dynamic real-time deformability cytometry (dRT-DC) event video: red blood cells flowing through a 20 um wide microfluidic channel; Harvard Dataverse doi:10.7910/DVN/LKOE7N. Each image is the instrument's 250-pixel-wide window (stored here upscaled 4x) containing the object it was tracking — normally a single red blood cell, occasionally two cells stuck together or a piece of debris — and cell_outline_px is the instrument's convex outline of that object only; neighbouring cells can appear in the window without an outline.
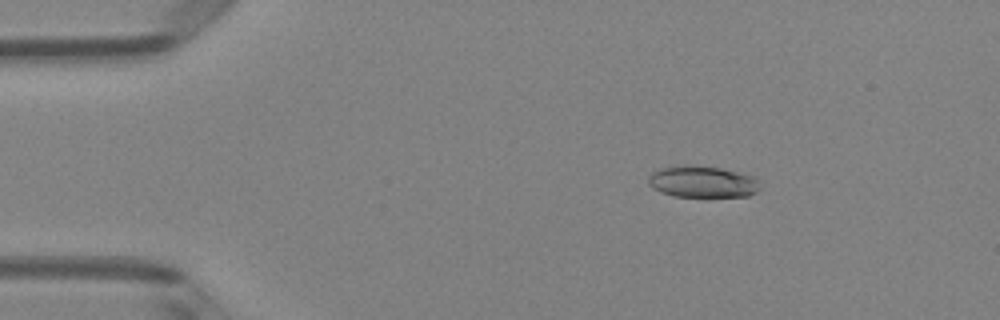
{"species": "Egyptian fruit bat (a non-hibernating species)", "species_latin": "Rousettus aegyptiacus", "temperature_condition": "room temperature", "stored_images_in_passage": 28, "camera_frame_rate_fps": 3000, "um_per_image_px": 0.085, "animal": {"sex": "female"}, "frame": {"image": 1, "passage_image": 8, "time_ms": 2.333, "image_size_px": [1000, 320], "cell_outline_px": [[760, 188], [756, 192], [748, 196], [676, 196], [660, 192], [652, 188], [648, 184], [648, 176], [652, 172], [660, 168], [680, 164], [692, 164], [720, 168], [756, 176]], "centroid_in_image_um": [59.68, 15.42], "position_along_channel_um": 25.3, "area_um2": 20.81}}
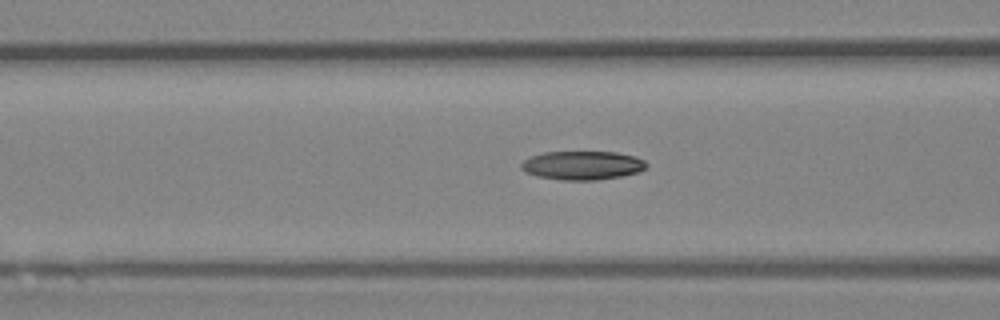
{"frame": {"image": 2, "passage_image": 20, "time_ms": 6.333, "image_size_px": [1000, 320], "cell_outline_px": [[648, 164], [640, 172], [620, 176], [596, 180], [560, 180], [536, 176], [524, 172], [520, 168], [520, 164], [524, 160], [532, 156], [544, 152], [616, 152], [636, 156], [644, 160]], "centroid_in_image_um": [49.49, 14.06], "position_along_channel_um": 117.1, "area_um2": 21.1}}
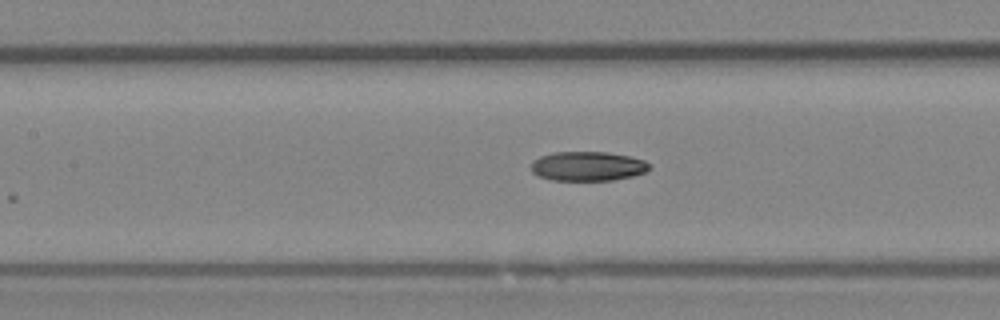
{"frame": {"image": 3, "passage_image": 23, "time_ms": 7.333, "image_size_px": [1000, 320], "cell_outline_px": [[648, 172], [632, 176], [612, 180], [552, 180], [540, 176], [532, 172], [532, 160], [540, 156], [552, 152], [608, 152], [628, 156], [644, 160], [648, 164]], "centroid_in_image_um": [49.94, 14.12], "position_along_channel_um": 157.5, "area_um2": 20.17}}